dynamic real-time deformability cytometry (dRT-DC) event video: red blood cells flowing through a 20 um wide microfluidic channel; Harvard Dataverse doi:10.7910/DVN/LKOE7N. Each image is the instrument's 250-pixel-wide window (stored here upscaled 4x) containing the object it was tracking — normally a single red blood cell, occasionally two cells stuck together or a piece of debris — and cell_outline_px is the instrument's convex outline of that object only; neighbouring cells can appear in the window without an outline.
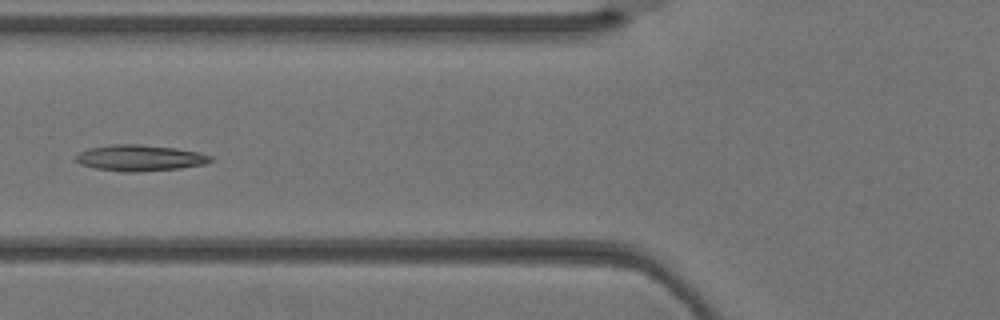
{"species": "Egyptian fruit bat (a non-hibernating species)", "species_latin": "Rousettus aegyptiacus", "temperature_condition": "warm", "stored_images_in_passage": 5, "camera_frame_rate_fps": 3000, "um_per_image_px": 0.085, "animal": {"sex": "female"}, "frame": {"image": 1, "passage_image": 5, "time_ms": 1.333, "image_size_px": [1000, 320], "cell_outline_px": [[212, 160], [204, 164], [180, 168], [136, 172], [124, 172], [96, 168], [80, 164], [76, 160], [76, 156], [80, 152], [88, 148], [112, 144], [140, 144], [176, 148], [200, 152], [212, 156]], "centroid_in_image_um": [11.9, 13.42], "position_along_channel_um": 113.9, "area_um2": 20.46}}